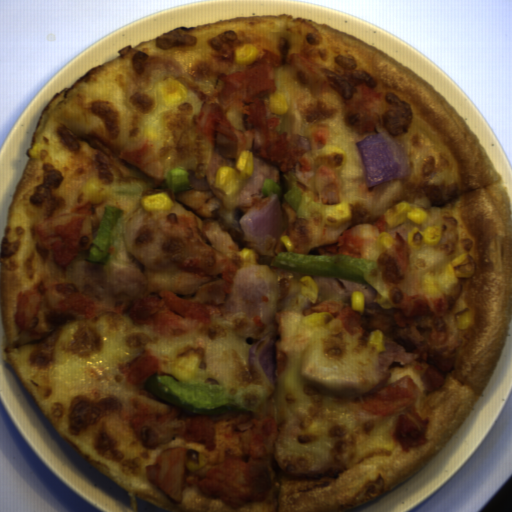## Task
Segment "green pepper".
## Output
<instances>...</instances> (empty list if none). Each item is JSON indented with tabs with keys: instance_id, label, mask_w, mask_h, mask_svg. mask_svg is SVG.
<instances>
[{
	"instance_id": "1",
	"label": "green pepper",
	"mask_w": 512,
	"mask_h": 512,
	"mask_svg": "<svg viewBox=\"0 0 512 512\" xmlns=\"http://www.w3.org/2000/svg\"><path fill=\"white\" fill-rule=\"evenodd\" d=\"M143 388L192 414L215 416L229 410L256 412L264 406L267 396L261 384L229 391L219 384H191L157 372L145 379Z\"/></svg>"
},
{
	"instance_id": "2",
	"label": "green pepper",
	"mask_w": 512,
	"mask_h": 512,
	"mask_svg": "<svg viewBox=\"0 0 512 512\" xmlns=\"http://www.w3.org/2000/svg\"><path fill=\"white\" fill-rule=\"evenodd\" d=\"M272 264L274 267L285 270L337 277L361 284H369L370 272L378 267L376 261L357 257L335 254H297L288 251L277 253Z\"/></svg>"
},
{
	"instance_id": "3",
	"label": "green pepper",
	"mask_w": 512,
	"mask_h": 512,
	"mask_svg": "<svg viewBox=\"0 0 512 512\" xmlns=\"http://www.w3.org/2000/svg\"><path fill=\"white\" fill-rule=\"evenodd\" d=\"M123 210L106 206L98 223L95 237L89 248L87 262H107L112 249L113 234L119 223Z\"/></svg>"
},
{
	"instance_id": "4",
	"label": "green pepper",
	"mask_w": 512,
	"mask_h": 512,
	"mask_svg": "<svg viewBox=\"0 0 512 512\" xmlns=\"http://www.w3.org/2000/svg\"><path fill=\"white\" fill-rule=\"evenodd\" d=\"M282 196L293 210L298 211L302 199V192L300 189L293 186L289 191H287Z\"/></svg>"
},
{
	"instance_id": "5",
	"label": "green pepper",
	"mask_w": 512,
	"mask_h": 512,
	"mask_svg": "<svg viewBox=\"0 0 512 512\" xmlns=\"http://www.w3.org/2000/svg\"><path fill=\"white\" fill-rule=\"evenodd\" d=\"M260 191L262 195H271L275 193H280L282 191L281 185L276 183L273 179H265Z\"/></svg>"
}]
</instances>
